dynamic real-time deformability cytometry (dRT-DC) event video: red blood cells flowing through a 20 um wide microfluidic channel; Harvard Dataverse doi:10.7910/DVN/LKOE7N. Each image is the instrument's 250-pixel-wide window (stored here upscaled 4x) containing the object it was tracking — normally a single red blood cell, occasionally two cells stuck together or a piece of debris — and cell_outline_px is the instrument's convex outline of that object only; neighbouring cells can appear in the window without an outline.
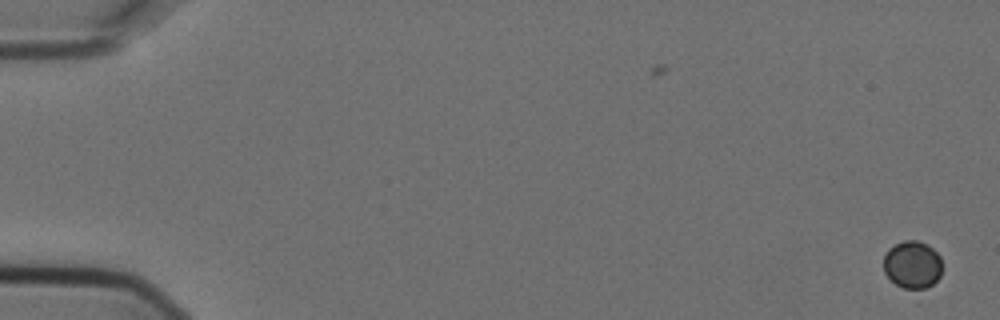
{"species": "Egyptian fruit bat (a non-hibernating species)", "species_latin": "Rousettus aegyptiacus", "temperature_condition": "cold", "stored_images_in_passage": 5, "camera_frame_rate_fps": 3000, "um_per_image_px": 0.085, "animal": {"sex": "female"}, "frame": {"image": 1, "passage_image": 1, "time_ms": 0.0, "image_size_px": [1000, 320], "cell_outline_px": [[940, 276], [932, 284], [924, 288], [904, 288], [896, 284], [884, 272], [884, 256], [888, 248], [904, 240], [916, 240], [928, 244], [940, 256]], "centroid_in_image_um": [77.54, 22.47], "position_along_channel_um": 7.5, "area_um2": 16.01}}